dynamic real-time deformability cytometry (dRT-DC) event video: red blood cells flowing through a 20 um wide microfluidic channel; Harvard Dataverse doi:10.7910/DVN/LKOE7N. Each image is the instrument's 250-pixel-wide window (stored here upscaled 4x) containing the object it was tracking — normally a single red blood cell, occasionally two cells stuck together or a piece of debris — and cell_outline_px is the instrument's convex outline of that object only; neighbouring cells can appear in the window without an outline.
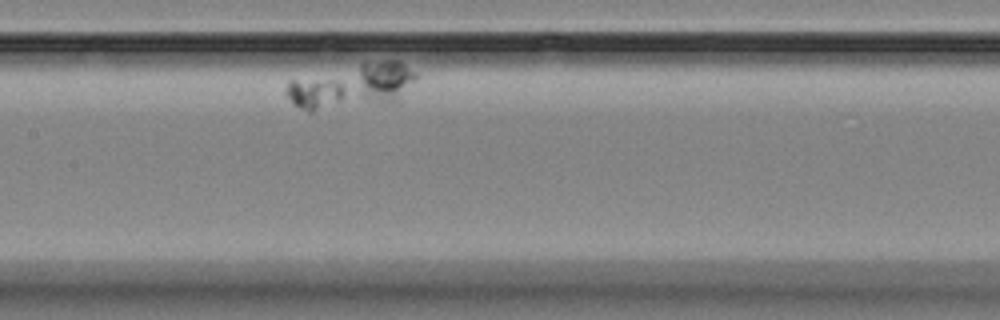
{"species": "Egyptian fruit bat (a non-hibernating species)", "species_latin": "Rousettus aegyptiacus", "temperature_condition": "room temperature", "stored_images_in_passage": 10, "segment_of_instrument_passage": [3, 4], "camera_frame_rate_fps": 3000, "um_per_image_px": 0.085, "animal": {"sex": "female"}, "frame": {"image": 1, "passage_image": 7, "time_ms": 8.0, "image_size_px": [1000, 320], "cell_outline_px": [[416, 80], [396, 104], [312, 112], [308, 112], [292, 104], [284, 92], [288, 80], [364, 60], [400, 60], [416, 72]], "centroid_in_image_um": [29.92, 7.32], "position_along_channel_um": 177.5, "area_um2": 36.07}}